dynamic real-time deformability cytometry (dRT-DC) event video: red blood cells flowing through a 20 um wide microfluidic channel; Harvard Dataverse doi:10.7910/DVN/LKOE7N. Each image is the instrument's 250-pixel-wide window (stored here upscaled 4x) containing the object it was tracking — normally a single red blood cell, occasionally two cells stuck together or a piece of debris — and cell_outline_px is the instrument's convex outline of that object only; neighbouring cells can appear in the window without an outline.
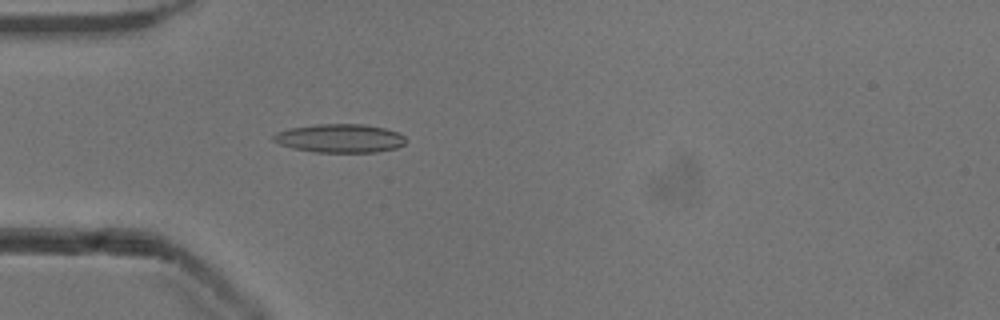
{"species": "common noctule bat (a hibernating species)", "species_latin": "Nyctalus noctula", "temperature_condition": "cold", "stored_images_in_passage": 53, "camera_frame_rate_fps": 3000, "um_per_image_px": 0.085, "animal": {"sex": "male", "body_mass_g": 13.3}, "frame": {"image": 1, "passage_image": 16, "time_ms": 5.0, "image_size_px": [1000, 320], "cell_outline_px": [[408, 140], [404, 144], [396, 148], [376, 152], [316, 152], [292, 148], [280, 144], [272, 140], [272, 136], [276, 132], [288, 128], [316, 124], [364, 124], [384, 128], [396, 132], [404, 136]], "centroid_in_image_um": [28.87, 11.75], "position_along_channel_um": 56.1, "area_um2": 22.14}}
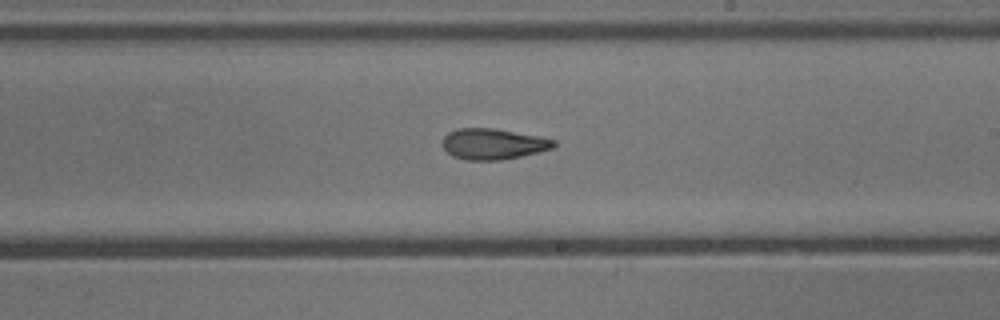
{"frame": {"image": 2, "passage_image": 31, "time_ms": 10.0, "image_size_px": [1000, 320], "cell_outline_px": [[556, 144], [552, 148], [520, 156], [500, 160], [468, 160], [452, 156], [444, 148], [444, 136], [448, 132], [456, 128], [492, 128], [540, 136], [556, 140]], "centroid_in_image_um": [41.91, 12.23], "position_along_channel_um": 247.1, "area_um2": 19.83}}
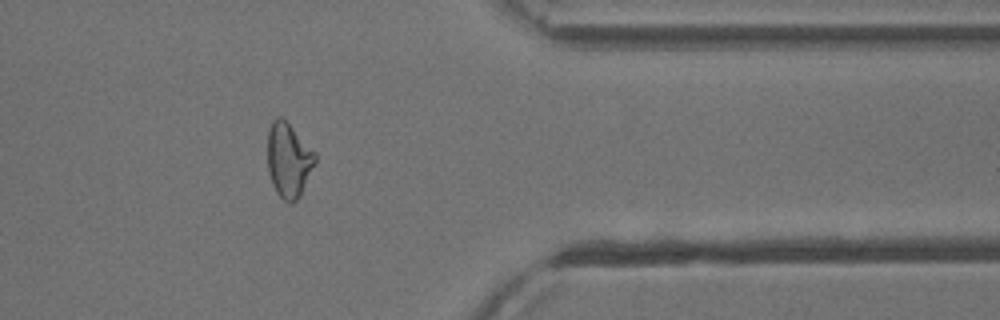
{"frame": {"image": 3, "passage_image": 43, "time_ms": 14.0, "image_size_px": [1000, 320], "cell_outline_px": [[316, 160], [300, 196], [292, 204], [288, 204], [276, 192], [272, 184], [268, 172], [268, 128], [272, 120], [276, 116], [280, 116], [316, 152]], "centroid_in_image_um": [24.52, 13.62], "position_along_channel_um": 386.9, "area_um2": 20.58}, "authors_computed_cell_mechanics": {"area_um2": 20.5768, "velocity_mm_per_s": 3.9186, "shape_relaxation_time_tau1_ms": null, "shape_relaxation_time_tau2_ms": 3.8253, "deformation_change_tau1": null, "deformation_change_tau2": 0.1359}}